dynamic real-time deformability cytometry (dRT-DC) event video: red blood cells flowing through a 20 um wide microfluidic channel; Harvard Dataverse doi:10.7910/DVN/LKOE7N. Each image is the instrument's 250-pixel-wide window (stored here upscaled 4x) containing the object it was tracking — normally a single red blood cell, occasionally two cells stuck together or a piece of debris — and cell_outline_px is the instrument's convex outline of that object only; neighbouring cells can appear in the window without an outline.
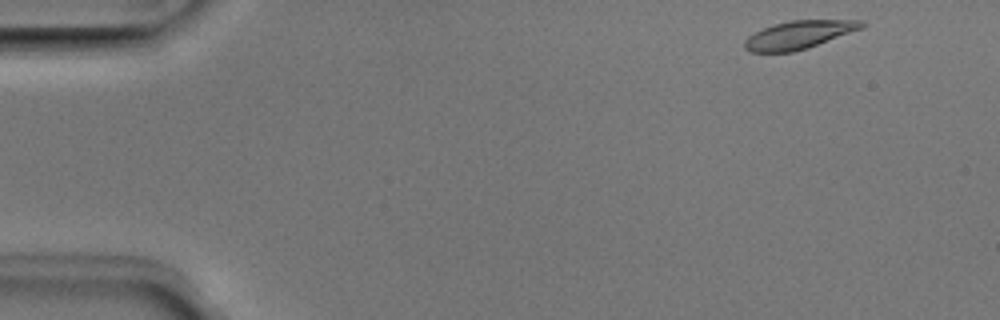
{"species": "Egyptian fruit bat (a non-hibernating species)", "species_latin": "Rousettus aegyptiacus", "temperature_condition": "room temperature", "stored_images_in_passage": 47, "camera_frame_rate_fps": 3000, "um_per_image_px": 0.085, "animal": {"sex": "male"}, "frame": {"image": 1, "passage_image": 1, "time_ms": 0.0, "image_size_px": [1000, 320], "cell_outline_px": [[864, 24], [860, 28], [808, 48], [792, 52], [748, 52], [744, 48], [744, 40], [748, 36], [772, 24], [788, 20], [864, 20]], "centroid_in_image_um": [67.83, 2.96], "position_along_channel_um": 17.2, "area_um2": 18.96}}
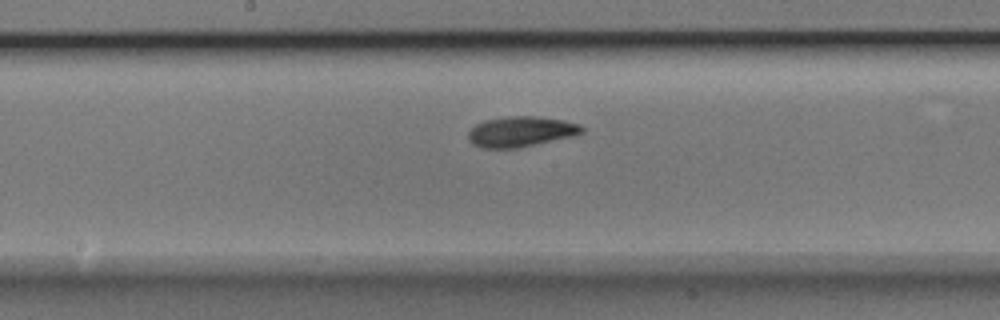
{"frame": {"image": 2, "passage_image": 23, "time_ms": 7.333, "image_size_px": [1000, 320], "cell_outline_px": [[584, 132], [576, 136], [516, 148], [480, 148], [472, 144], [468, 140], [468, 132], [476, 124], [484, 120], [508, 116], [532, 116], [564, 120], [580, 124], [584, 128]], "centroid_in_image_um": [44.28, 11.19], "position_along_channel_um": 203.9, "area_um2": 20.29}}
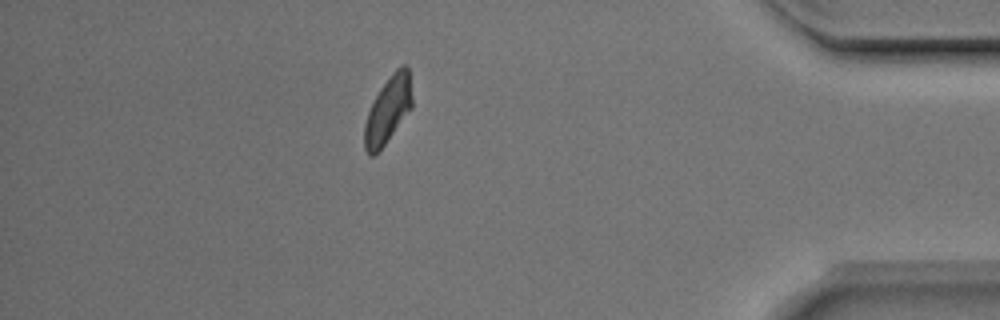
{"frame": {"image": 3, "passage_image": 41, "time_ms": 13.333, "image_size_px": [1000, 320], "cell_outline_px": [[412, 108], [384, 144], [372, 156], [368, 156], [364, 148], [364, 124], [368, 112], [380, 88], [392, 72], [400, 64], [408, 64], [412, 96]], "centroid_in_image_um": [32.99, 9.3], "position_along_channel_um": 402.2, "area_um2": 18.44}, "authors_computed_cell_mechanics": {"area_um2": 19.2474, "velocity_mm_per_s": 3.9832, "shape_relaxation_time_tau1_ms": 2.1821, "shape_relaxation_time_tau2_ms": 4.1587, "deformation_change_tau1": 0.1243, "deformation_change_tau2": 0.0827}}